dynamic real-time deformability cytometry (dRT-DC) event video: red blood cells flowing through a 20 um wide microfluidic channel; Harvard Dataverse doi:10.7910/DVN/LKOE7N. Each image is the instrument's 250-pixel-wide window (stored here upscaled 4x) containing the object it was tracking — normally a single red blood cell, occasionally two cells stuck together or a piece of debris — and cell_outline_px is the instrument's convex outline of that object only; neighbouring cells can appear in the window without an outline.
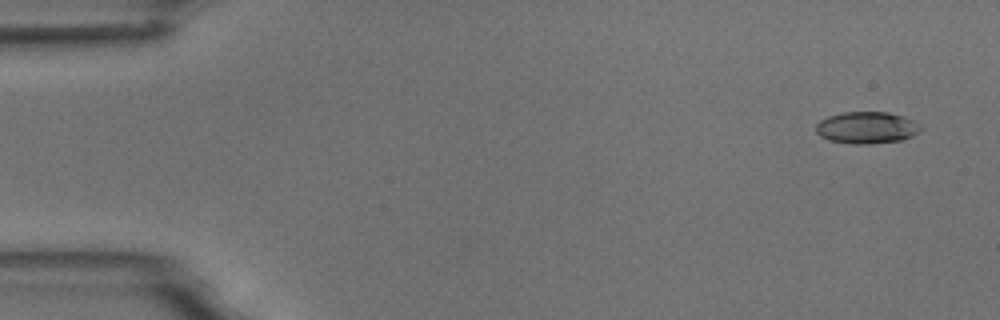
{"species": "common noctule bat (a hibernating species)", "species_latin": "Nyctalus noctula", "temperature_condition": "room temperature", "stored_images_in_passage": 4, "camera_frame_rate_fps": 3000, "um_per_image_px": 0.085, "animal": {"sex": "male", "body_mass_g": 18.8}, "frame": {"image": 1, "passage_image": 1, "time_ms": 0.0, "image_size_px": [1000, 320], "cell_outline_px": [[924, 128], [912, 136], [900, 140], [868, 144], [852, 144], [828, 140], [820, 136], [816, 132], [816, 124], [820, 120], [828, 116], [844, 112], [888, 112], [904, 116], [920, 124]], "centroid_in_image_um": [73.67, 10.85], "position_along_channel_um": 11.3, "area_um2": 19.54}}
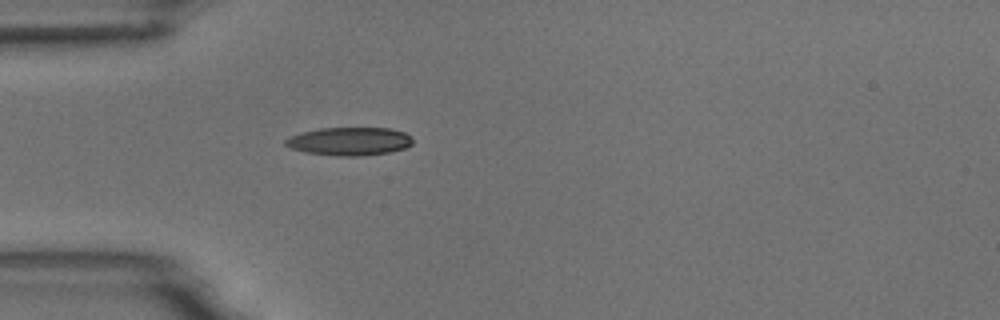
{"frame": {"image": 2, "passage_image": 4, "time_ms": 4.333, "image_size_px": [1000, 320], "cell_outline_px": [[412, 144], [404, 148], [388, 152], [364, 156], [340, 156], [304, 152], [292, 148], [284, 144], [284, 140], [288, 136], [320, 128], [388, 128], [404, 132], [412, 136]], "centroid_in_image_um": [29.7, 12.01], "position_along_channel_um": 55.3, "area_um2": 20.87}}